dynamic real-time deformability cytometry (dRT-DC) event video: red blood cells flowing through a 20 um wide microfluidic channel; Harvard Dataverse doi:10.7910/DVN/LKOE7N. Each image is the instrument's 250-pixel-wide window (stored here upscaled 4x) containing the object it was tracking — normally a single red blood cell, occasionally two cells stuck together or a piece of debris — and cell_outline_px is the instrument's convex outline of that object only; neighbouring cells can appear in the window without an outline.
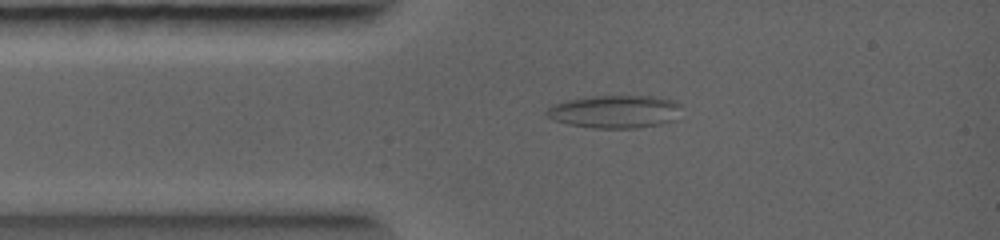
{"species": "common noctule bat (a hibernating species)", "species_latin": "Nyctalus noctula", "temperature_condition": "warm", "stored_images_in_passage": 22, "camera_frame_rate_fps": 5000, "um_per_image_px": 0.085, "animal": {"sex": "female", "body_mass_g": 19.0, "forearm_length_mm": 56.7}, "frame": {"image": 1, "passage_image": 1, "time_ms": 0.0, "image_size_px": [1000, 240], "cell_outline_px": [[684, 104], [676, 120], [660, 124], [628, 128], [604, 128], [572, 124], [556, 120], [548, 116], [544, 112], [552, 104], [564, 100], [592, 96], [652, 96], [676, 100]], "centroid_in_image_um": [52.35, 9.46], "position_along_channel_um": 32.7, "area_um2": 25.84}}
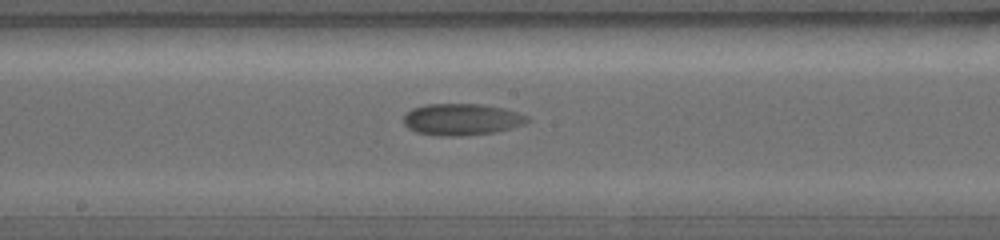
{"frame": {"image": 2, "passage_image": 9, "time_ms": 3.2, "image_size_px": [1000, 240], "cell_outline_px": [[528, 120], [504, 128], [488, 132], [420, 132], [404, 124], [404, 116], [412, 108], [424, 104], [484, 104], [504, 108], [528, 116]], "centroid_in_image_um": [39.2, 10.04], "position_along_channel_um": 209.0, "area_um2": 20.69}}
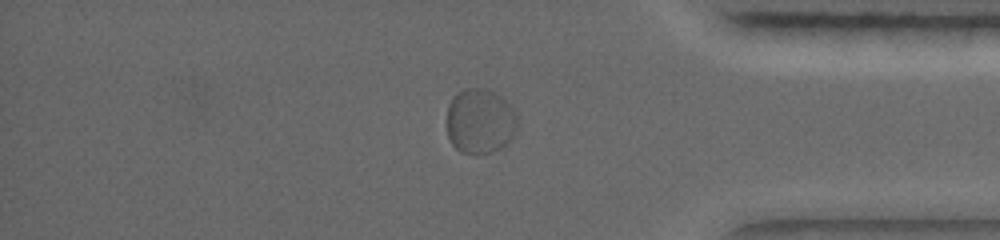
{"frame": {"image": 3, "passage_image": 17, "time_ms": 6.6, "image_size_px": [1000, 240], "cell_outline_px": [[516, 116], [496, 148], [488, 152], [464, 152], [456, 148], [452, 144], [448, 136], [448, 104], [452, 96], [456, 92], [464, 88], [480, 88], [492, 92], [500, 96], [508, 104]], "centroid_in_image_um": [40.62, 10.2], "position_along_channel_um": 394.6, "area_um2": 24.68}}